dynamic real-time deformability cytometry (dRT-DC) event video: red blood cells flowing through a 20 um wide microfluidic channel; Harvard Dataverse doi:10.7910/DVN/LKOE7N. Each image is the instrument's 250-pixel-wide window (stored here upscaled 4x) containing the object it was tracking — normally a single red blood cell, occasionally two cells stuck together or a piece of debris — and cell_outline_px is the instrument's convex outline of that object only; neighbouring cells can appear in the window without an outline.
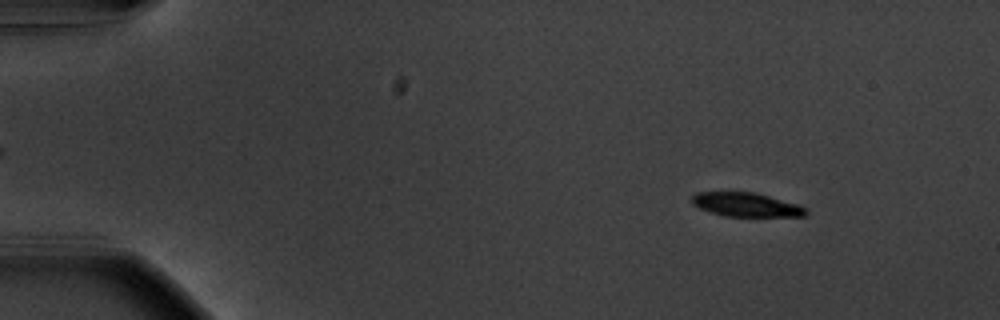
{"species": "common noctule bat (a hibernating species)", "species_latin": "Nyctalus noctula", "temperature_condition": "warm", "stored_images_in_passage": 53, "camera_frame_rate_fps": 3000, "um_per_image_px": 0.085, "animal": {"sex": "male", "body_mass_g": 20.1, "forearm_length_mm": 53.5}, "frame": {"image": 1, "passage_image": 7, "time_ms": 2.0, "image_size_px": [1000, 320], "cell_outline_px": [[808, 212], [804, 216], [724, 216], [708, 212], [692, 204], [692, 196], [696, 192], [756, 192], [800, 204], [808, 208]], "centroid_in_image_um": [63.46, 17.39], "position_along_channel_um": 21.5, "area_um2": 16.13}}
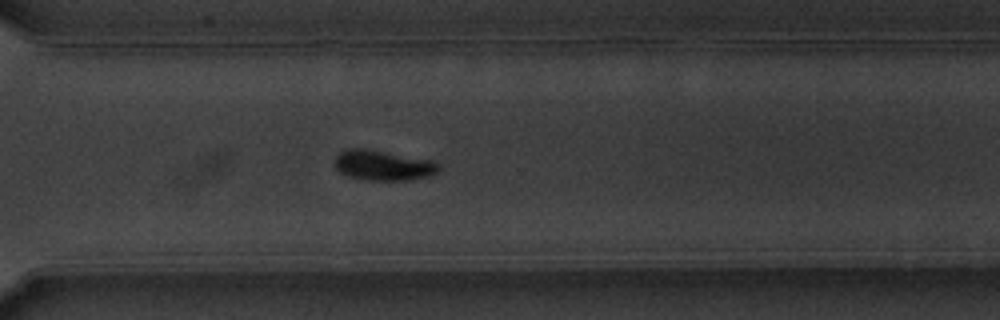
{"frame": {"image": 2, "passage_image": 41, "time_ms": 13.333, "image_size_px": [1000, 320], "cell_outline_px": [[440, 168], [436, 172], [428, 176], [408, 180], [364, 180], [348, 176], [340, 172], [336, 168], [336, 156], [340, 152], [348, 148], [364, 148], [432, 160], [440, 164]], "centroid_in_image_um": [32.56, 14.05], "position_along_channel_um": 338.0, "area_um2": 18.21}}
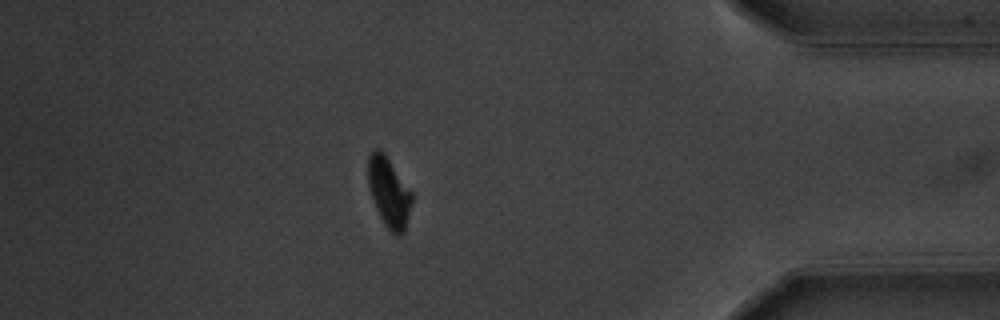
{"frame": {"image": 3, "passage_image": 49, "time_ms": 16.0, "image_size_px": [1000, 320], "cell_outline_px": [[412, 200], [404, 232], [400, 236], [392, 232], [384, 224], [376, 208], [368, 184], [368, 156], [376, 148], [380, 148], [384, 152], [412, 192]], "centroid_in_image_um": [33.05, 16.31], "position_along_channel_um": 402.1, "area_um2": 17.57}}